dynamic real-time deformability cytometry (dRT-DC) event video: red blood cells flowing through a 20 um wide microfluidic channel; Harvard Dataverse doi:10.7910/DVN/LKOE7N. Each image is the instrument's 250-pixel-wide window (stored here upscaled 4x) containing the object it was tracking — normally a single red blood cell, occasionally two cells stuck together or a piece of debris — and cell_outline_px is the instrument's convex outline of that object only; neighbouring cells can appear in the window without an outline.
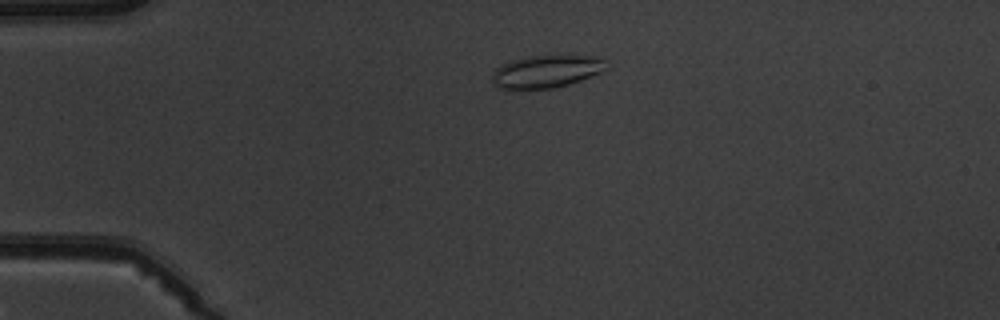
{"species": "common noctule bat (a hibernating species)", "species_latin": "Nyctalus noctula", "temperature_condition": "warm", "stored_images_in_passage": 2, "camera_frame_rate_fps": 3000, "um_per_image_px": 0.085, "animal": {"sex": "male", "body_mass_g": 19.5, "forearm_length_mm": 54.6}, "frame": {"image": 1, "passage_image": 1, "time_ms": 0.0, "image_size_px": [1000, 320], "cell_outline_px": [[608, 68], [604, 72], [568, 84], [552, 88], [512, 92], [496, 88], [492, 84], [492, 72], [500, 64], [512, 60], [528, 56], [600, 56], [608, 60]], "centroid_in_image_um": [46.4, 6.11], "position_along_channel_um": 38.6, "area_um2": 22.66}}